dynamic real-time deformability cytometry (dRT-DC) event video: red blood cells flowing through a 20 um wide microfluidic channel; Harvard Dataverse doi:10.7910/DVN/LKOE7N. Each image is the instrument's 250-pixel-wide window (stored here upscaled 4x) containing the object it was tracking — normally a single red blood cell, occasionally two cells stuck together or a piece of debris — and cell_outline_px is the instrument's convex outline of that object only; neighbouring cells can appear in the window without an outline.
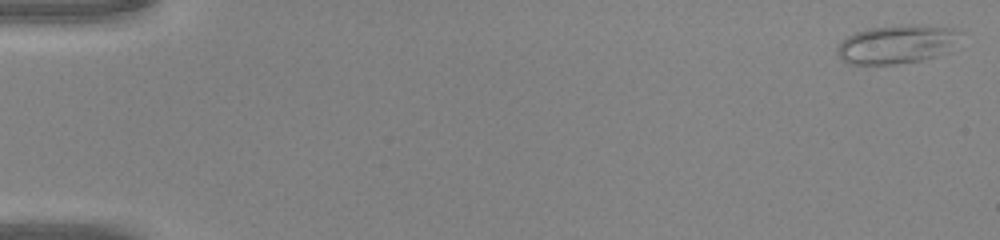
{"species": "common noctule bat (a hibernating species)", "species_latin": "Nyctalus noctula", "temperature_condition": "warm", "stored_images_in_passage": 47, "camera_frame_rate_fps": 3000, "um_per_image_px": 0.085, "animal": {"sex": "male", "body_mass_g": 20.0, "forearm_length_mm": 53.3}, "frame": {"image": 1, "passage_image": 1, "time_ms": 0.0, "image_size_px": [1000, 240], "cell_outline_px": [[964, 32], [948, 52], [936, 56], [920, 60], [896, 64], [848, 64], [836, 52], [836, 48], [840, 40], [856, 32], [868, 28], [908, 24], [920, 24], [952, 28]], "centroid_in_image_um": [76.24, 3.74], "position_along_channel_um": 8.8, "area_um2": 27.98}}
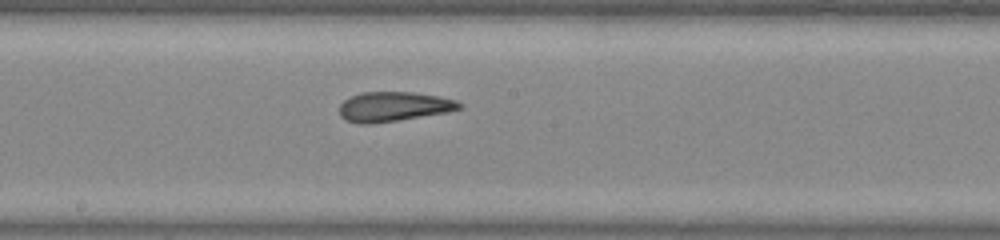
{"frame": {"image": 2, "passage_image": 26, "time_ms": 8.333, "image_size_px": [1000, 240], "cell_outline_px": [[464, 108], [448, 112], [372, 124], [360, 124], [344, 120], [340, 116], [340, 104], [344, 100], [352, 96], [364, 92], [412, 92], [440, 96], [456, 100], [464, 104]], "centroid_in_image_um": [33.49, 9.06], "position_along_channel_um": 214.7, "area_um2": 20.87}}
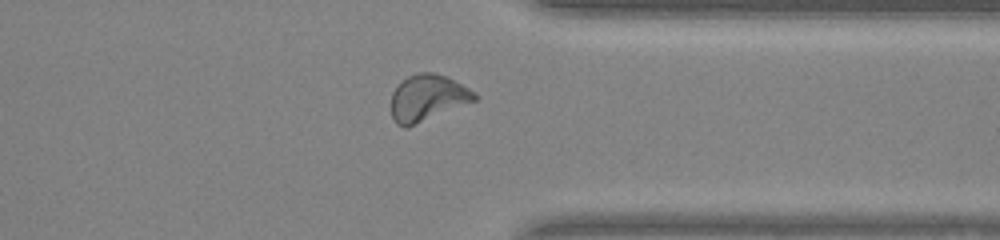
{"frame": {"image": 3, "passage_image": 37, "time_ms": 12.0, "image_size_px": [1000, 240], "cell_outline_px": [[480, 96], [476, 100], [408, 128], [404, 128], [396, 124], [392, 120], [392, 92], [408, 76], [420, 72], [432, 72], [444, 76], [476, 92]], "centroid_in_image_um": [36.33, 8.35], "position_along_channel_um": 375.1, "area_um2": 22.43}}